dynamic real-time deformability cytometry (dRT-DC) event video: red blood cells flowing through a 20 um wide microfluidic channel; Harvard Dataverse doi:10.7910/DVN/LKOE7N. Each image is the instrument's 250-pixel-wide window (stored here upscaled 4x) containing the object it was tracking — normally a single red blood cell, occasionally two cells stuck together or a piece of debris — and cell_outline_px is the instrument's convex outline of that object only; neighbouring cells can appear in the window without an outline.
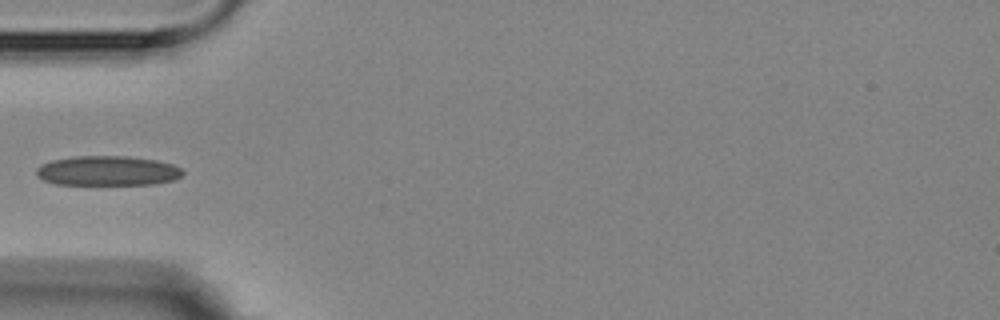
{"species": "Egyptian fruit bat (a non-hibernating species)", "species_latin": "Rousettus aegyptiacus", "temperature_condition": "room temperature", "stored_images_in_passage": 4, "camera_frame_rate_fps": 3000, "um_per_image_px": 0.085, "animal": {"sex": "female"}, "frame": {"image": 1, "passage_image": 3, "time_ms": 2.333, "image_size_px": [1000, 320], "cell_outline_px": [[184, 172], [180, 176], [172, 180], [152, 184], [56, 184], [44, 180], [36, 176], [36, 168], [40, 164], [52, 160], [76, 156], [128, 156], [156, 160], [172, 164], [180, 168]], "centroid_in_image_um": [9.1, 14.51], "position_along_channel_um": 75.9, "area_um2": 25.26}}
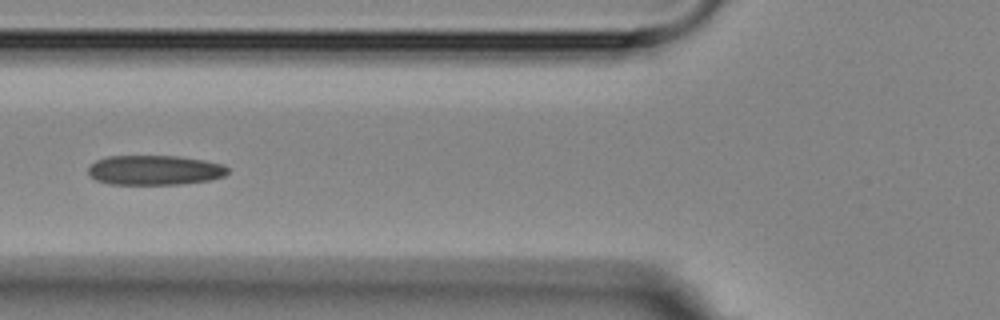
{"frame": {"image": 2, "passage_image": 4, "time_ms": 3.333, "image_size_px": [1000, 320], "cell_outline_px": [[228, 172], [224, 176], [208, 180], [180, 184], [108, 184], [96, 180], [88, 176], [88, 168], [96, 160], [108, 156], [176, 156], [204, 160], [224, 164], [228, 168]], "centroid_in_image_um": [13.12, 14.46], "position_along_channel_um": 112.7, "area_um2": 24.22}}